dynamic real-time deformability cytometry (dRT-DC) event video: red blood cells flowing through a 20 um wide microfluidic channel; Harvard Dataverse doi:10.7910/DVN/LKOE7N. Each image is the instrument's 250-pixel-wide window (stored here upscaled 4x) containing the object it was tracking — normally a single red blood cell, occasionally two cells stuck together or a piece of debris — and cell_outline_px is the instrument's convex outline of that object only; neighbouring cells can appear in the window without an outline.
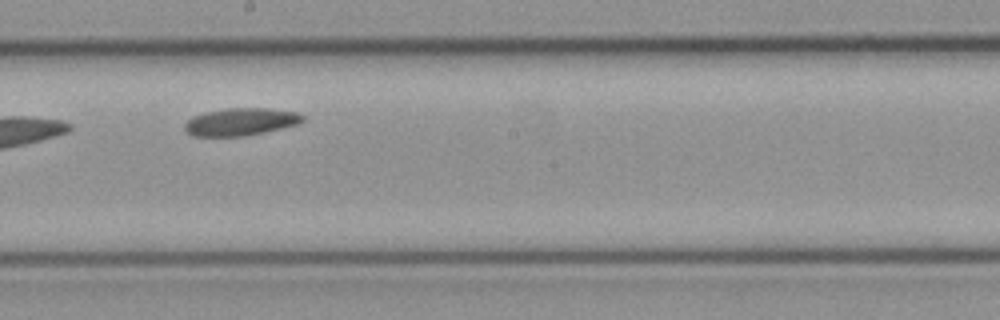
{"species": "common noctule bat (a hibernating species)", "species_latin": "Nyctalus noctula", "temperature_condition": "cold", "stored_images_in_passage": 16, "camera_frame_rate_fps": 3000, "um_per_image_px": 0.085, "animal": {"sex": "female", "body_mass_g": 21.9}, "frame": {"image": 1, "passage_image": 7, "time_ms": 2.0, "image_size_px": [1000, 320], "cell_outline_px": [[304, 120], [300, 124], [264, 132], [244, 136], [192, 136], [184, 128], [184, 124], [192, 116], [204, 112], [228, 108], [268, 108], [300, 112], [304, 116]], "centroid_in_image_um": [20.49, 10.34], "position_along_channel_um": 227.7, "area_um2": 19.07}}